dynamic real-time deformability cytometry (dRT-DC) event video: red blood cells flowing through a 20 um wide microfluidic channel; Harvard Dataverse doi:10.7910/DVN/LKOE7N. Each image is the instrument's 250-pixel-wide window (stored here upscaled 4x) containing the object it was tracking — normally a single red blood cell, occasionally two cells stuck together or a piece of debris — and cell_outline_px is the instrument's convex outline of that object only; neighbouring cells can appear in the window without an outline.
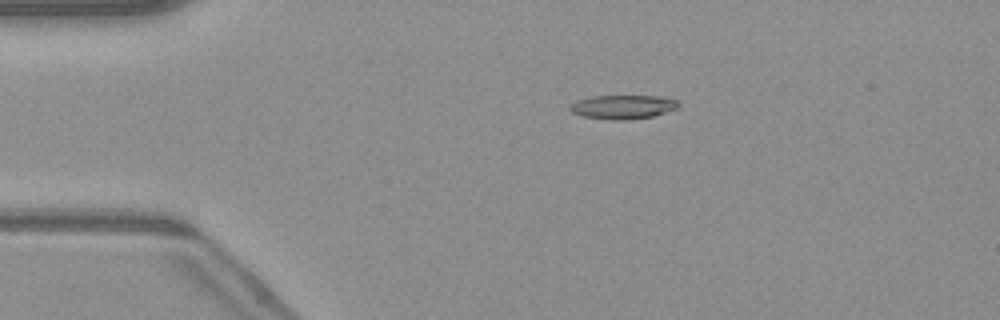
{"species": "common noctule bat (a hibernating species)", "species_latin": "Nyctalus noctula", "temperature_condition": "warm", "stored_images_in_passage": 51, "camera_frame_rate_fps": 3000, "um_per_image_px": 0.085, "animal": {"sex": "male", "body_mass_g": 23.1, "forearm_length_mm": 52.7}, "frame": {"image": 1, "passage_image": 11, "time_ms": 3.333, "image_size_px": [1000, 320], "cell_outline_px": [[680, 104], [676, 108], [652, 116], [624, 120], [612, 120], [580, 116], [572, 112], [568, 108], [576, 100], [592, 96], [656, 96], [676, 100]], "centroid_in_image_um": [52.88, 9.09], "position_along_channel_um": 32.1, "area_um2": 14.97}}
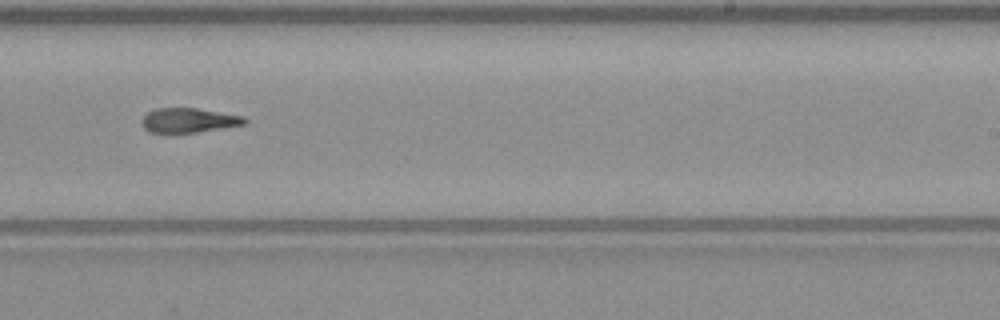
{"frame": {"image": 2, "passage_image": 32, "time_ms": 10.333, "image_size_px": [1000, 320], "cell_outline_px": [[248, 124], [196, 132], [168, 136], [148, 132], [144, 128], [140, 120], [148, 112], [156, 108], [196, 108], [244, 116], [248, 120]], "centroid_in_image_um": [15.99, 10.27], "position_along_channel_um": 273.0, "area_um2": 15.37}}
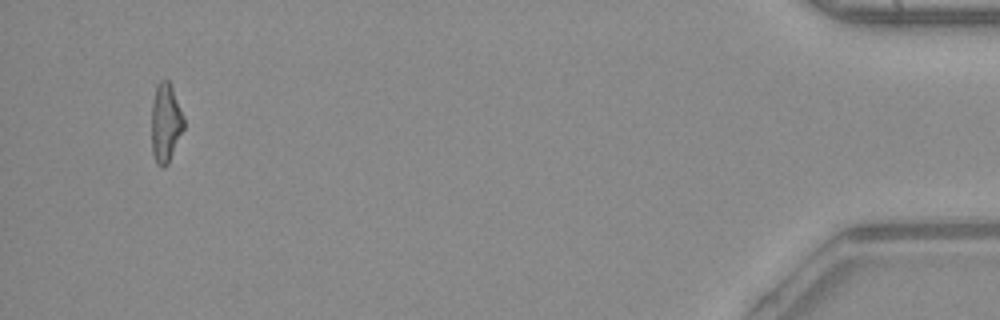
{"frame": {"image": 3, "passage_image": 49, "time_ms": 16.0, "image_size_px": [1000, 320], "cell_outline_px": [[184, 128], [168, 164], [164, 168], [160, 168], [156, 164], [152, 152], [152, 104], [156, 84], [160, 80], [168, 80], [172, 84], [184, 116]], "centroid_in_image_um": [14.08, 10.43], "position_along_channel_um": 421.1, "area_um2": 15.14}, "authors_computed_cell_mechanics": {"area_um2": 15.2592, "velocity_mm_per_s": 4.1149, "shape_relaxation_time_tau1_ms": null, "shape_relaxation_time_tau2_ms": 4.0346, "deformation_change_tau1": null, "deformation_change_tau2": 0.1421}}